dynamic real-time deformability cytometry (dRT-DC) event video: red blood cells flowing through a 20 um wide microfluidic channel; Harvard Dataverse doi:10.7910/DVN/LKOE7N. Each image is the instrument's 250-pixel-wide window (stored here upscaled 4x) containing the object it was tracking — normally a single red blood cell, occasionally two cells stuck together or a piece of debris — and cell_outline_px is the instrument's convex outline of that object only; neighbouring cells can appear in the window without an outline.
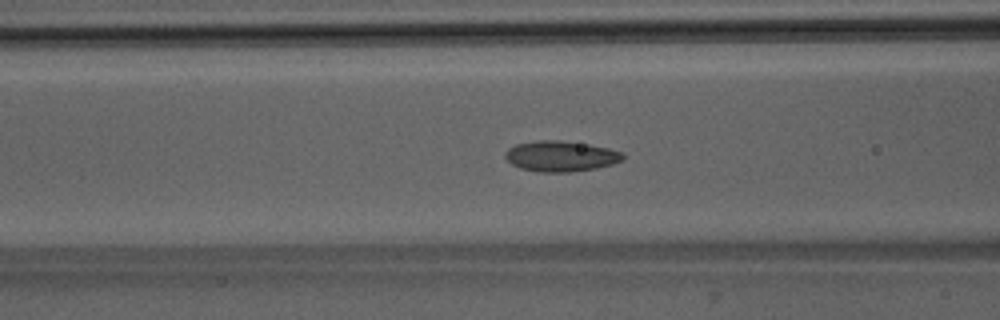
{"species": "Egyptian fruit bat (a non-hibernating species)", "species_latin": "Rousettus aegyptiacus", "temperature_condition": "room temperature", "stored_images_in_passage": 53, "segment_of_instrument_passage": [1, 2], "camera_frame_rate_fps": 3000, "um_per_image_px": 0.085, "animal": {"sex": "male"}, "frame": {"image": 1, "passage_image": 21, "time_ms": 6.667, "image_size_px": [1000, 320], "cell_outline_px": [[624, 160], [612, 164], [596, 168], [568, 172], [536, 172], [520, 168], [512, 164], [504, 156], [504, 152], [508, 148], [516, 144], [536, 140], [560, 140], [588, 144], [608, 148], [624, 152]], "centroid_in_image_um": [47.66, 13.27], "position_along_channel_um": 118.9, "area_um2": 21.15}}
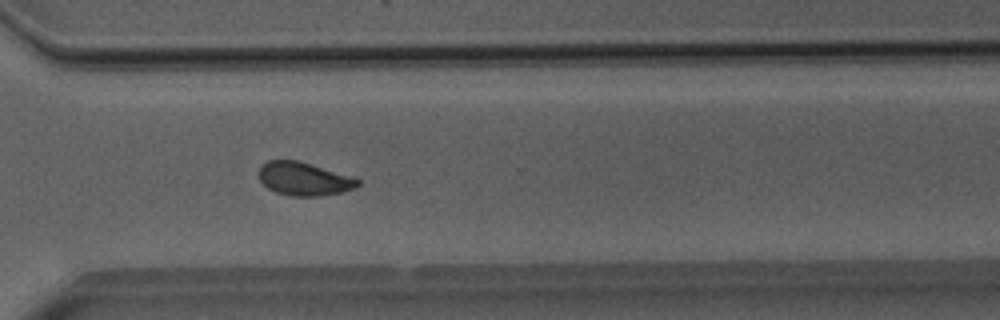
{"frame": {"image": 2, "passage_image": 38, "time_ms": 12.333, "image_size_px": [1000, 320], "cell_outline_px": [[360, 184], [356, 188], [344, 192], [316, 196], [292, 196], [276, 192], [268, 188], [260, 180], [260, 164], [268, 160], [296, 160], [356, 176], [360, 180]], "centroid_in_image_um": [25.9, 15.2], "position_along_channel_um": 344.7, "area_um2": 19.42}}
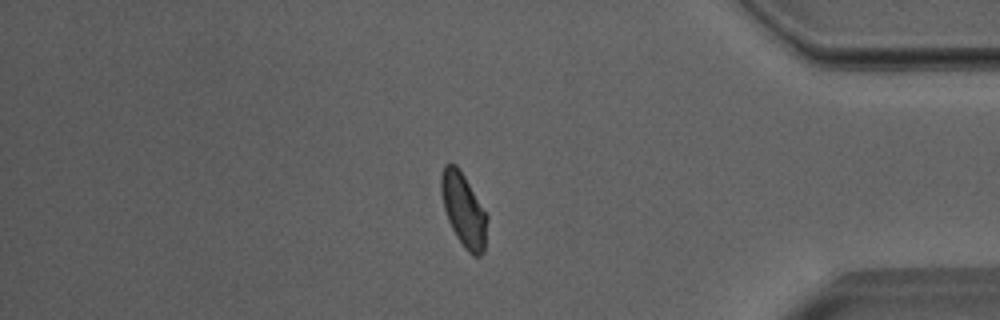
{"frame": {"image": 3, "passage_image": 44, "time_ms": 14.333, "image_size_px": [1000, 320], "cell_outline_px": [[488, 216], [484, 252], [480, 256], [472, 256], [464, 248], [456, 236], [448, 220], [444, 208], [440, 192], [440, 176], [444, 164], [456, 164], [460, 168]], "centroid_in_image_um": [39.4, 17.84], "position_along_channel_um": 395.8, "area_um2": 19.83}}